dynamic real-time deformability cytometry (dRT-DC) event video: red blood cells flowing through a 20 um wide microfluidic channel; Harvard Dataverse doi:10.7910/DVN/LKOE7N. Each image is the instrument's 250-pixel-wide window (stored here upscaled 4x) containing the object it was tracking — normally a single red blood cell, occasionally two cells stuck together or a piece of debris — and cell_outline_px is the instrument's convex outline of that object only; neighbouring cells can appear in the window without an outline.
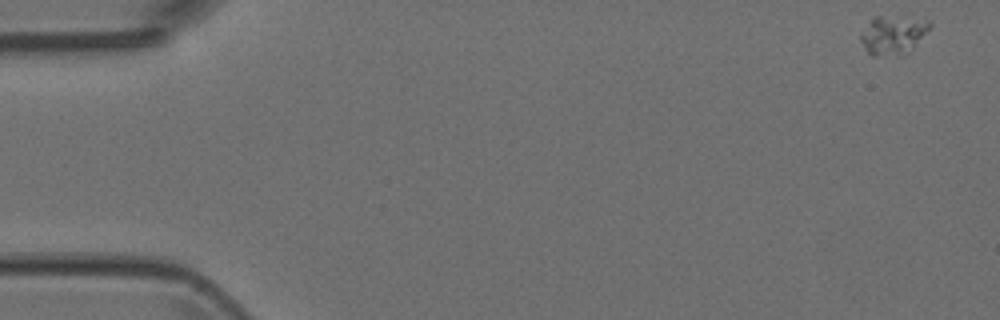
{"species": "Egyptian fruit bat (a non-hibernating species)", "species_latin": "Rousettus aegyptiacus", "temperature_condition": "room temperature", "stored_images_in_passage": 5, "camera_frame_rate_fps": 3000, "um_per_image_px": 0.085, "animal": {"sex": "female"}, "frame": {"image": 1, "passage_image": 1, "time_ms": 0.0, "image_size_px": [1000, 320], "cell_outline_px": [[932, 28], [912, 48], [900, 52], [880, 56], [872, 56], [868, 52], [860, 40], [860, 32], [872, 16], [880, 16], [928, 20], [932, 24]], "centroid_in_image_um": [75.87, 2.93], "position_along_channel_um": 9.1, "area_um2": 15.2}}
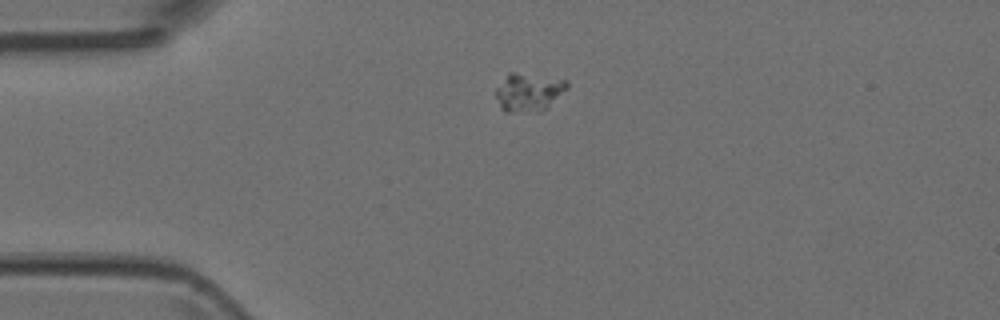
{"frame": {"image": 2, "passage_image": 4, "time_ms": 1.0, "image_size_px": [1000, 320], "cell_outline_px": [[568, 88], [540, 112], [504, 112], [500, 108], [496, 96], [496, 88], [508, 72], [516, 72], [568, 80]], "centroid_in_image_um": [44.9, 7.83], "position_along_channel_um": 40.1, "area_um2": 15.84}}